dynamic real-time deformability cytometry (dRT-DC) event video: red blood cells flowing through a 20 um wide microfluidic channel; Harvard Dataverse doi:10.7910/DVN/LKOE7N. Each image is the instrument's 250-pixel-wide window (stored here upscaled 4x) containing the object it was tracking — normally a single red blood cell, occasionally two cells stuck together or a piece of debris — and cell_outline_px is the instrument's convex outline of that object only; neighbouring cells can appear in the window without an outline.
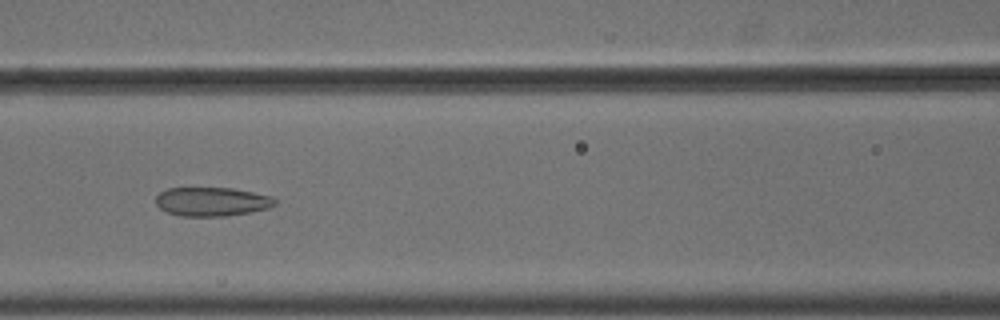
{"species": "common noctule bat (a hibernating species)", "species_latin": "Nyctalus noctula", "temperature_condition": "cold", "stored_images_in_passage": 56, "camera_frame_rate_fps": 3000, "um_per_image_px": 0.085, "animal": {"sex": "male", "body_mass_g": 18.8}, "frame": {"image": 1, "passage_image": 26, "time_ms": 8.333, "image_size_px": [1000, 320], "cell_outline_px": [[280, 200], [276, 204], [268, 208], [248, 212], [224, 216], [180, 216], [168, 212], [160, 208], [156, 204], [156, 196], [160, 192], [168, 188], [232, 188], [272, 196]], "centroid_in_image_um": [18.03, 17.13], "position_along_channel_um": 148.6, "area_um2": 20.06}}
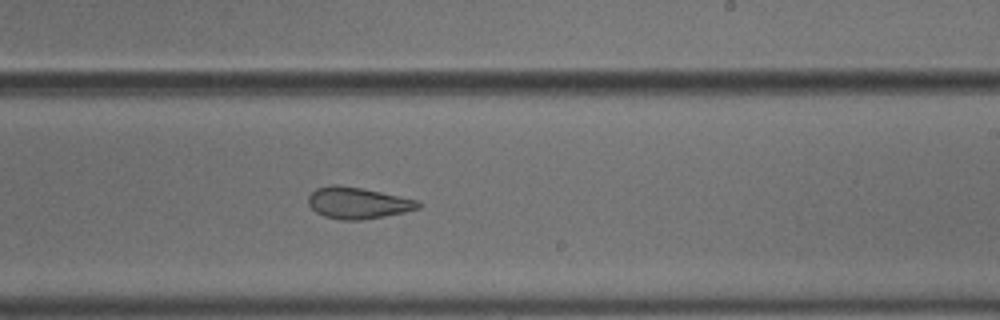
{"frame": {"image": 2, "passage_image": 35, "time_ms": 11.333, "image_size_px": [1000, 320], "cell_outline_px": [[420, 208], [404, 212], [364, 220], [340, 220], [324, 216], [316, 212], [308, 204], [308, 196], [316, 188], [332, 184], [336, 184], [360, 188], [420, 200]], "centroid_in_image_um": [30.4, 17.25], "position_along_channel_um": 258.6, "area_um2": 20.17}}
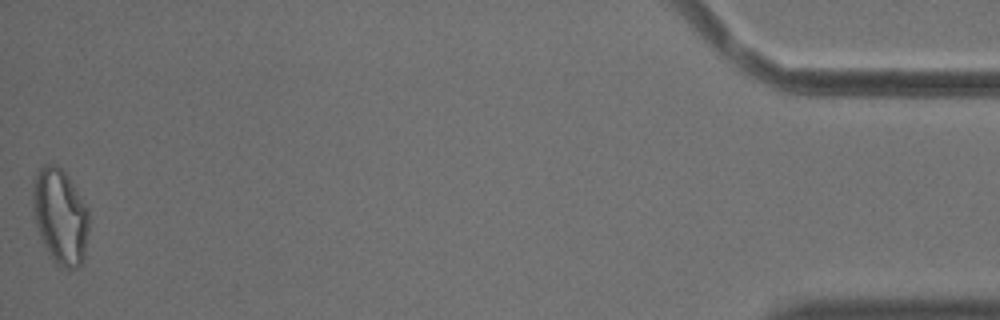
{"frame": {"image": 3, "passage_image": 56, "time_ms": 18.333, "image_size_px": [1000, 320], "cell_outline_px": [[88, 232], [84, 260], [76, 268], [64, 268], [56, 264], [52, 260], [40, 236], [36, 224], [32, 204], [32, 180], [40, 168], [44, 164], [56, 164], [68, 176], [88, 208]], "centroid_in_image_um": [5.11, 18.38], "position_along_channel_um": 430.1, "area_um2": 31.33}, "authors_computed_cell_mechanics": {"area_um2": 25.0274, "velocity_mm_per_s": 3.6705, "shape_relaxation_time_tau1_ms": null, "shape_relaxation_time_tau2_ms": 1.9737, "deformation_change_tau1": null, "deformation_change_tau2": 0.0892}}